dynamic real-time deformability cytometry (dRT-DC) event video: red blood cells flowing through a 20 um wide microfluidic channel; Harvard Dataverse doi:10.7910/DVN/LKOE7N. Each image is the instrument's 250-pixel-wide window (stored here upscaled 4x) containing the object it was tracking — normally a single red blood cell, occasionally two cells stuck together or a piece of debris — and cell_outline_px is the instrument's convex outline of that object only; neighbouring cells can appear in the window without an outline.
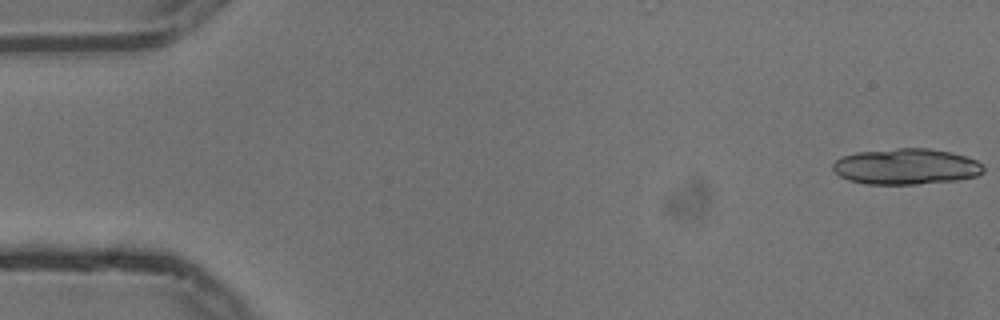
{"species": "common noctule bat (a hibernating species)", "species_latin": "Nyctalus noctula", "temperature_condition": "cold", "stored_images_in_passage": 8, "segment_of_instrument_passage": [1, 2], "camera_frame_rate_fps": 3000, "um_per_image_px": 0.085, "animal": {"sex": "male", "body_mass_g": 13.3}, "frame": {"image": 1, "passage_image": 1, "time_ms": 0.0, "image_size_px": [1000, 320], "cell_outline_px": [[984, 172], [976, 176], [956, 180], [916, 184], [864, 184], [848, 180], [840, 176], [832, 168], [832, 164], [840, 156], [856, 152], [896, 148], [928, 148], [952, 152], [976, 160], [984, 164]], "centroid_in_image_um": [77.01, 14.15], "position_along_channel_um": 8.0, "area_um2": 31.73}}